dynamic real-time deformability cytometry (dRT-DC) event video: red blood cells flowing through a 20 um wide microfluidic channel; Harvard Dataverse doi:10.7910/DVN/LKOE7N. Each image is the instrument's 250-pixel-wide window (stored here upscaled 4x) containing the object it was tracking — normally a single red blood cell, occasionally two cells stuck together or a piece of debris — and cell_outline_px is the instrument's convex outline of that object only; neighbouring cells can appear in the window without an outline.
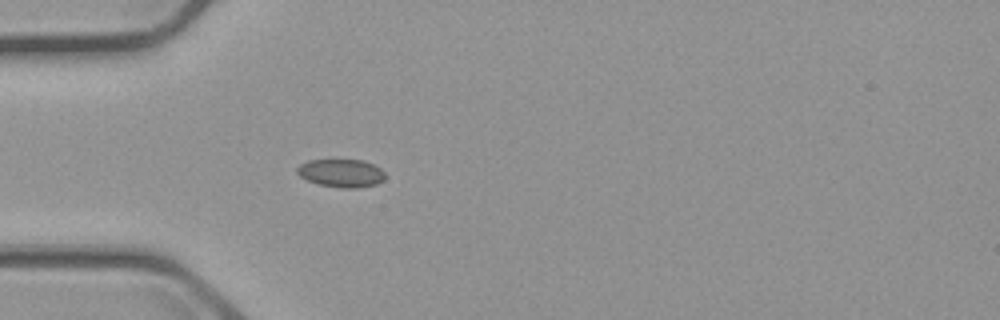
{"species": "common noctule bat (a hibernating species)", "species_latin": "Nyctalus noctula", "temperature_condition": "cold", "stored_images_in_passage": 3, "camera_frame_rate_fps": 3000, "um_per_image_px": 0.085, "animal": {"sex": "male", "body_mass_g": 23.1, "forearm_length_mm": 52.7}, "frame": {"image": 1, "passage_image": 3, "time_ms": 5.333, "image_size_px": [1000, 320], "cell_outline_px": [[384, 180], [376, 184], [356, 188], [340, 188], [316, 184], [300, 176], [296, 172], [296, 168], [300, 164], [308, 160], [364, 160], [380, 168], [384, 172]], "centroid_in_image_um": [28.98, 14.72], "position_along_channel_um": 56.0, "area_um2": 14.45}}